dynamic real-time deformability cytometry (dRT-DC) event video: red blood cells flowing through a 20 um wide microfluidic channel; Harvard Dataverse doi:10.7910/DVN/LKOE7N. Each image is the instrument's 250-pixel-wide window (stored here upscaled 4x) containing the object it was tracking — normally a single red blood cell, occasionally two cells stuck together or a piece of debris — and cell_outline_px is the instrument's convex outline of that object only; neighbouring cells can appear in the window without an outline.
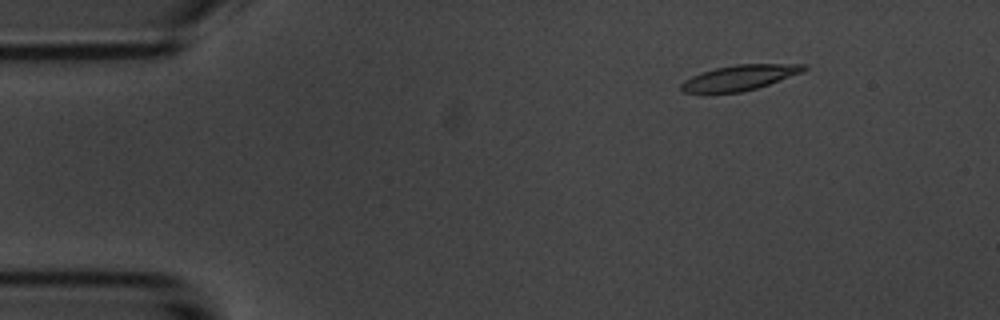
{"species": "common noctule bat (a hibernating species)", "species_latin": "Nyctalus noctula", "temperature_condition": "room temperature", "stored_images_in_passage": 9, "camera_frame_rate_fps": 3000, "um_per_image_px": 0.085, "animal": {"sex": "male", "body_mass_g": 20.1, "forearm_length_mm": 53.5}, "frame": {"image": 1, "passage_image": 3, "time_ms": 2.333, "image_size_px": [1000, 320], "cell_outline_px": [[808, 68], [800, 72], [768, 84], [756, 88], [740, 92], [684, 92], [680, 88], [680, 84], [684, 80], [700, 72], [716, 68], [736, 64], [808, 64]], "centroid_in_image_um": [62.84, 6.58], "position_along_channel_um": 22.2, "area_um2": 17.69}}
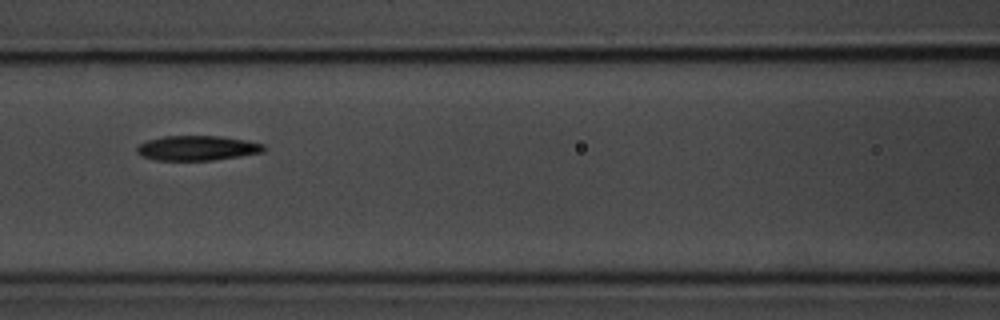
{"frame": {"image": 2, "passage_image": 7, "time_ms": 8.0, "image_size_px": [1000, 320], "cell_outline_px": [[264, 152], [240, 156], [212, 160], [156, 160], [144, 156], [136, 152], [136, 148], [140, 144], [148, 140], [164, 136], [220, 136], [244, 140], [264, 144]], "centroid_in_image_um": [16.77, 12.58], "position_along_channel_um": 149.8, "area_um2": 18.15}}
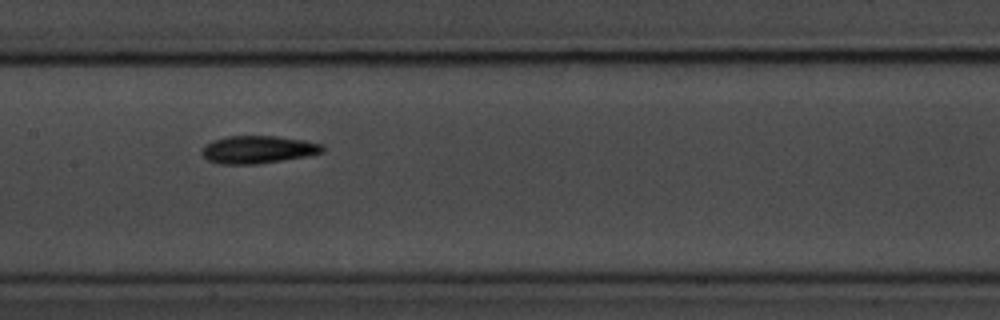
{"frame": {"image": 3, "passage_image": 8, "time_ms": 9.0, "image_size_px": [1000, 320], "cell_outline_px": [[324, 152], [304, 156], [256, 164], [220, 164], [208, 160], [200, 152], [204, 144], [212, 140], [224, 136], [276, 136], [304, 140], [320, 144], [324, 148]], "centroid_in_image_um": [21.86, 12.7], "position_along_channel_um": 185.5, "area_um2": 19.36}}